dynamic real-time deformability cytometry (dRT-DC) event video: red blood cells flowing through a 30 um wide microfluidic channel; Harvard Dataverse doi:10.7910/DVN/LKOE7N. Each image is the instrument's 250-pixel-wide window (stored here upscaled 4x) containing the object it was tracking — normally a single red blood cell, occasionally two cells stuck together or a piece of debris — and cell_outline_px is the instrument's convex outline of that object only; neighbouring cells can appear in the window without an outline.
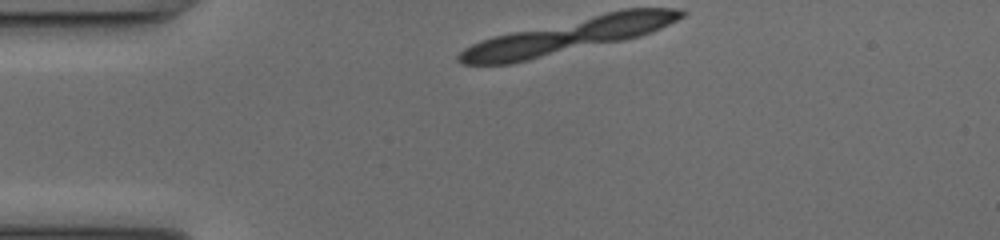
{"species": "common noctule bat (a hibernating species)", "species_latin": "Nyctalus noctula", "temperature_condition": "cold", "stored_images_in_passage": 8, "segment_of_instrument_passage": [1, 2], "camera_frame_rate_fps": 3000, "um_per_image_px": 0.085, "animal": {"sex": "female", "body_mass_g": 17.0, "forearm_length_mm": 48.0}, "frame": {"image": 1, "passage_image": 1, "time_ms": 0.0, "image_size_px": [1000, 240], "cell_outline_px": [[680, 12], [676, 16], [660, 24], [624, 36], [508, 60], [464, 60], [464, 56], [468, 52], [492, 40], [624, 12]], "centroid_in_image_um": [48.29, 3.03], "position_along_channel_um": 36.7, "area_um2": 30.63}}